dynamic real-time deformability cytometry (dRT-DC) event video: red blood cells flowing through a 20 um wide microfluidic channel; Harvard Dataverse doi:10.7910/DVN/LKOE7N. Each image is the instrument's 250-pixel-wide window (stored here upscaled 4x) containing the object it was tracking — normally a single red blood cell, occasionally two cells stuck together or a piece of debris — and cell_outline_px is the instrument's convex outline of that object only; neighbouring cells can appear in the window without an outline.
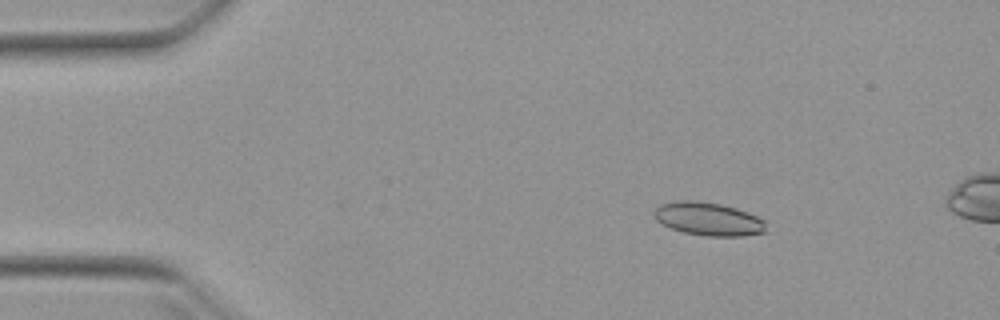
{"species": "Egyptian fruit bat (a non-hibernating species)", "species_latin": "Rousettus aegyptiacus", "temperature_condition": "warm", "stored_images_in_passage": 12, "camera_frame_rate_fps": 3000, "um_per_image_px": 0.085, "animal": {"sex": "female"}, "frame": {"image": 1, "passage_image": 4, "time_ms": 1.0, "image_size_px": [1000, 320], "cell_outline_px": [[768, 232], [740, 236], [708, 236], [684, 232], [672, 228], [656, 220], [652, 212], [660, 204], [676, 200], [692, 200], [720, 204], [736, 208], [748, 212], [764, 220]], "centroid_in_image_um": [60.22, 18.6], "position_along_channel_um": 24.8, "area_um2": 21.68}}